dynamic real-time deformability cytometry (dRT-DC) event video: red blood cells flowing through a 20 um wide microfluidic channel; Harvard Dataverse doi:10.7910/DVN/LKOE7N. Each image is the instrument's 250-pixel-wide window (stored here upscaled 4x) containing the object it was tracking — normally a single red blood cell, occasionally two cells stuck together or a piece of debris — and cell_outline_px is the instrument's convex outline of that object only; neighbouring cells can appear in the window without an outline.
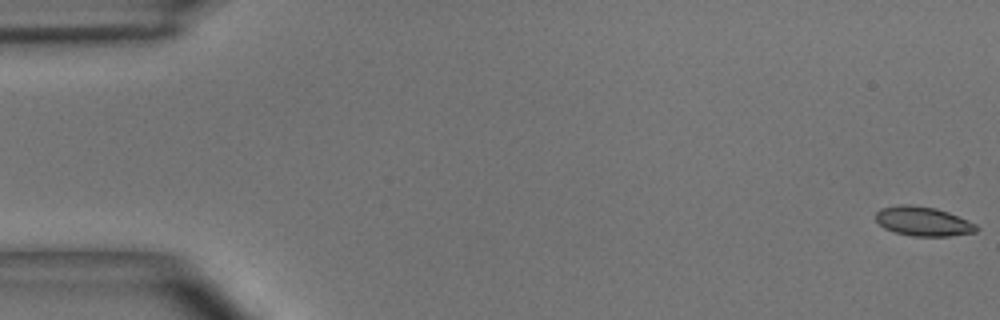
{"species": "common noctule bat (a hibernating species)", "species_latin": "Nyctalus noctula", "temperature_condition": "room temperature", "stored_images_in_passage": 55, "camera_frame_rate_fps": 3000, "um_per_image_px": 0.085, "animal": {"sex": "male", "body_mass_g": 15.6}, "frame": {"image": 1, "passage_image": 1, "time_ms": 0.0, "image_size_px": [1000, 320], "cell_outline_px": [[980, 228], [976, 232], [948, 236], [912, 236], [896, 232], [884, 228], [876, 220], [876, 212], [880, 208], [900, 204], [908, 204], [936, 208], [948, 212], [968, 220], [976, 224]], "centroid_in_image_um": [78.47, 18.81], "position_along_channel_um": 6.5, "area_um2": 17.22}}
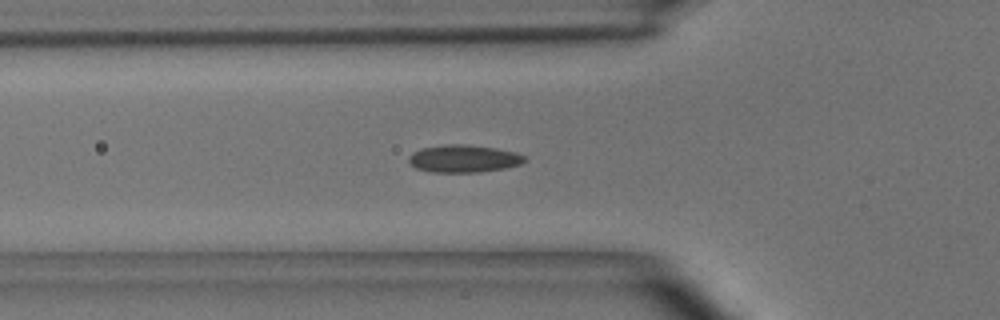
{"frame": {"image": 2, "passage_image": 19, "time_ms": 6.0, "image_size_px": [1000, 320], "cell_outline_px": [[528, 160], [520, 164], [504, 168], [480, 172], [432, 172], [416, 168], [408, 160], [408, 156], [412, 152], [420, 148], [444, 144], [464, 144], [496, 148], [516, 152], [524, 156]], "centroid_in_image_um": [39.4, 13.47], "position_along_channel_um": 86.4, "area_um2": 18.67}}
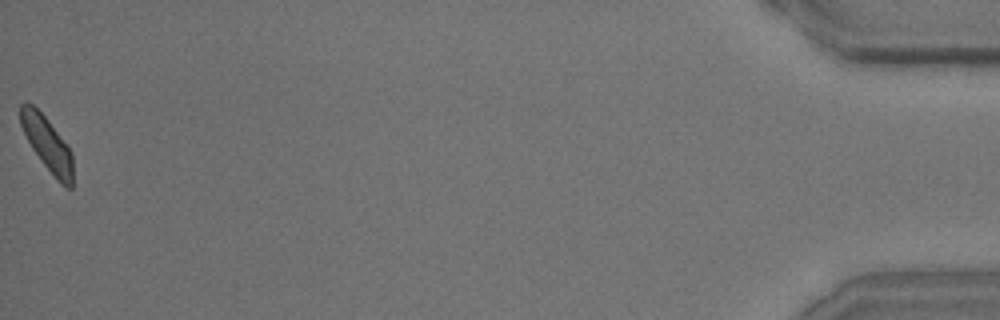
{"frame": {"image": 3, "passage_image": 55, "time_ms": 18.0, "image_size_px": [1000, 320], "cell_outline_px": [[72, 188], [64, 188], [56, 180], [40, 160], [32, 148], [20, 124], [20, 104], [24, 100], [32, 104], [48, 120], [72, 152]], "centroid_in_image_um": [4.01, 12.25], "position_along_channel_um": 431.2, "area_um2": 16.47}, "authors_computed_cell_mechanics": {"area_um2": 17.5134, "velocity_mm_per_s": 3.6711, "shape_relaxation_time_tau1_ms": 6.4851, "shape_relaxation_time_tau2_ms": 1.3229, "deformation_change_tau1": 0.1533, "deformation_change_tau2": 0.0625}}